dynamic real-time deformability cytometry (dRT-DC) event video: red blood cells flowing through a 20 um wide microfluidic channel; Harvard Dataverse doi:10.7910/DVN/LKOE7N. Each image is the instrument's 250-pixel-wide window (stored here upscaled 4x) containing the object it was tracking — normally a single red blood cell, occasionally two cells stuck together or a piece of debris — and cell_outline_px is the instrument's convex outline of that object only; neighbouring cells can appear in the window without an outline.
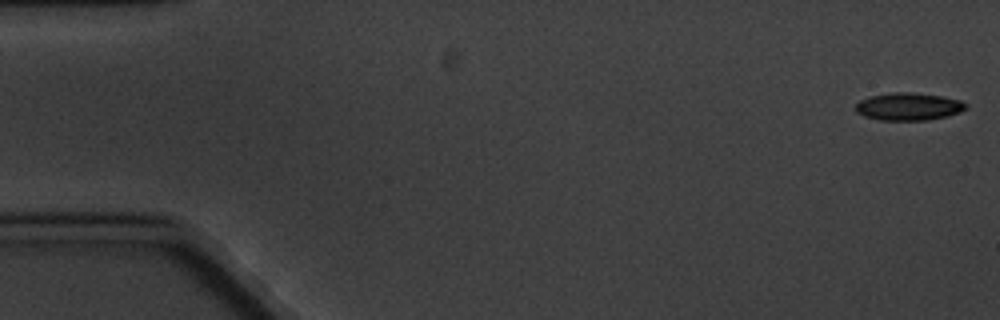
{"species": "common noctule bat (a hibernating species)", "species_latin": "Nyctalus noctula", "temperature_condition": "cold", "stored_images_in_passage": 6, "camera_frame_rate_fps": 3000, "um_per_image_px": 0.085, "animal": {"sex": "male", "body_mass_g": 20.1, "forearm_length_mm": 53.5}, "frame": {"image": 1, "passage_image": 1, "time_ms": 0.0, "image_size_px": [1000, 320], "cell_outline_px": [[968, 108], [960, 112], [948, 116], [928, 120], [880, 120], [864, 116], [856, 112], [856, 104], [860, 100], [868, 96], [892, 92], [912, 92], [940, 96], [960, 100], [968, 104]], "centroid_in_image_um": [77.24, 9.05], "position_along_channel_um": 7.8, "area_um2": 17.86}}
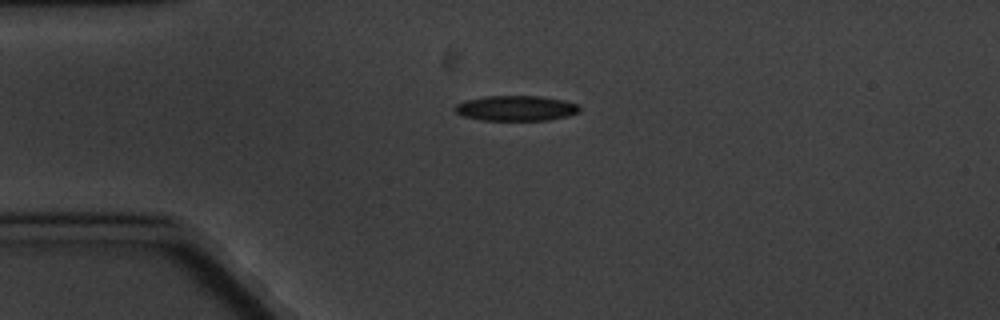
{"frame": {"image": 2, "passage_image": 4, "time_ms": 4.333, "image_size_px": [1000, 320], "cell_outline_px": [[580, 112], [568, 116], [548, 120], [480, 120], [464, 116], [456, 112], [452, 108], [456, 104], [464, 100], [484, 96], [540, 96], [564, 100], [580, 104]], "centroid_in_image_um": [43.87, 9.19], "position_along_channel_um": 41.1, "area_um2": 18.55}}